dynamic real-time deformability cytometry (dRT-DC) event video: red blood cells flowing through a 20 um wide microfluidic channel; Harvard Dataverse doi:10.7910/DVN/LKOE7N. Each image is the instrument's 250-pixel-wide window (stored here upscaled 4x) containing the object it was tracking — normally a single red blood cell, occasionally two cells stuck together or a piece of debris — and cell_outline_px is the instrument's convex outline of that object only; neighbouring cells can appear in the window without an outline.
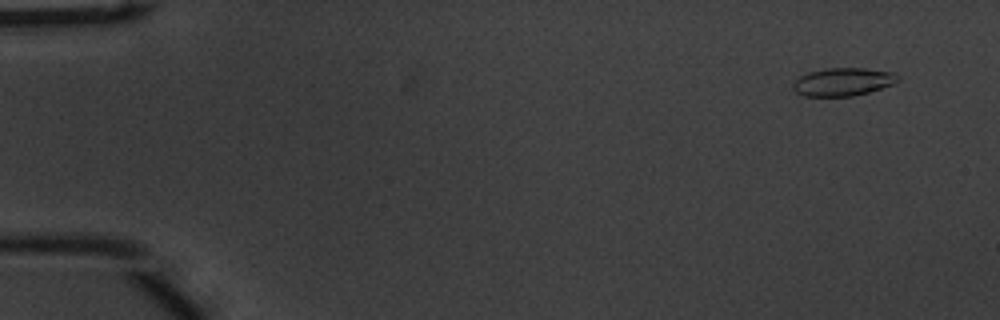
{"species": "common noctule bat (a hibernating species)", "species_latin": "Nyctalus noctula", "temperature_condition": "warm", "stored_images_in_passage": 52, "camera_frame_rate_fps": 3000, "um_per_image_px": 0.085, "animal": {"sex": "male", "body_mass_g": 20.1, "forearm_length_mm": 53.5}, "frame": {"image": 1, "passage_image": 2, "time_ms": 0.333, "image_size_px": [1000, 320], "cell_outline_px": [[900, 80], [892, 84], [868, 92], [852, 96], [804, 96], [796, 92], [792, 88], [792, 84], [800, 76], [808, 72], [828, 68], [864, 68], [896, 72], [900, 76]], "centroid_in_image_um": [71.67, 6.95], "position_along_channel_um": 13.3, "area_um2": 17.17}}
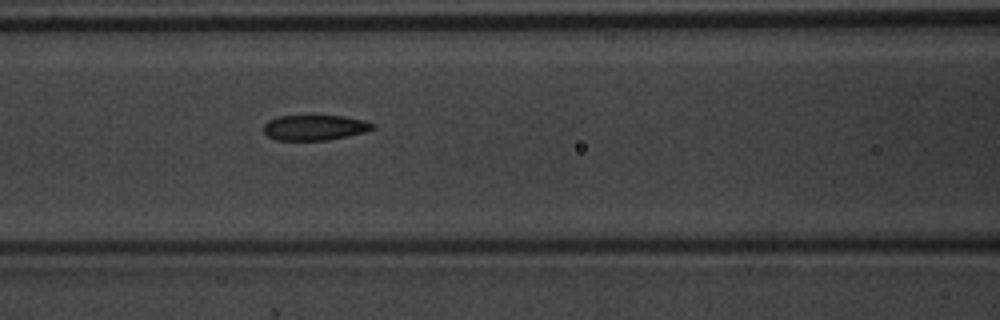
{"frame": {"image": 2, "passage_image": 22, "time_ms": 7.0, "image_size_px": [1000, 320], "cell_outline_px": [[376, 128], [364, 132], [348, 136], [328, 140], [276, 140], [268, 136], [264, 132], [264, 124], [268, 120], [280, 116], [344, 116], [364, 120], [372, 124]], "centroid_in_image_um": [26.74, 10.85], "position_along_channel_um": 139.9, "area_um2": 16.01}}
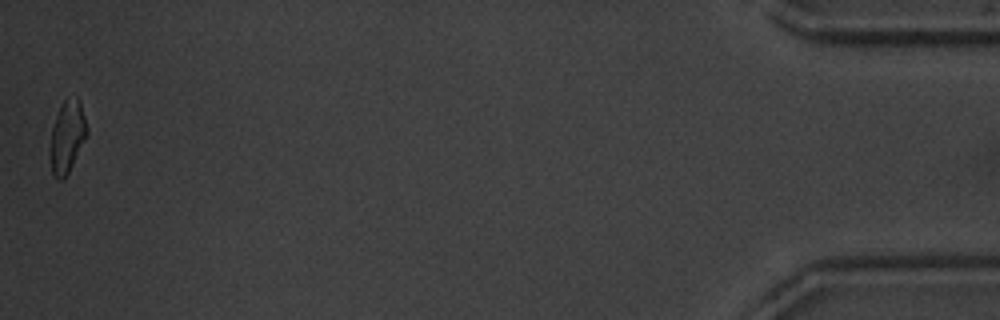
{"frame": {"image": 3, "passage_image": 52, "time_ms": 17.0, "image_size_px": [1000, 320], "cell_outline_px": [[88, 132], [68, 172], [60, 180], [52, 172], [52, 128], [56, 116], [64, 100], [76, 96], [80, 100]], "centroid_in_image_um": [5.74, 11.54], "position_along_channel_um": 429.5, "area_um2": 14.51}, "authors_computed_cell_mechanics": {"area_um2": 16.7042, "velocity_mm_per_s": 3.7836, "shape_relaxation_time_tau1_ms": 5.2721, "shape_relaxation_time_tau2_ms": 3.251, "deformation_change_tau1": 0.1527, "deformation_change_tau2": 0.0819}}